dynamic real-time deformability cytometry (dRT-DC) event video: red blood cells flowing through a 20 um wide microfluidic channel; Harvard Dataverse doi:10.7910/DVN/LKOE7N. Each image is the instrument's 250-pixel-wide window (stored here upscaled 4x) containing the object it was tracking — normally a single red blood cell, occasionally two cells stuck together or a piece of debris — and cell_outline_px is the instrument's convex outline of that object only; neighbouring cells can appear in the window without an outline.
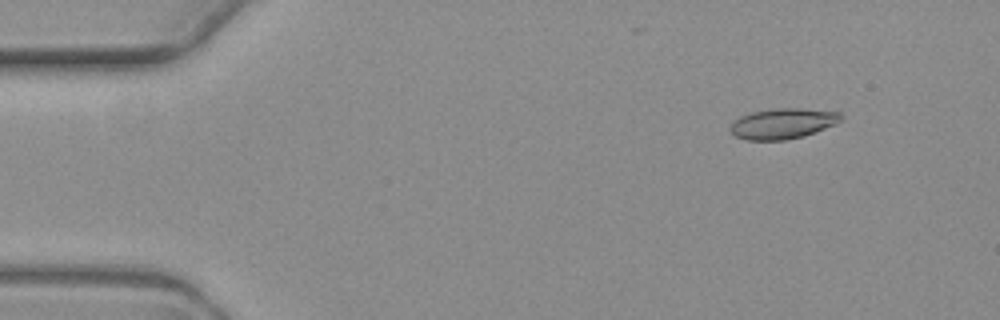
{"species": "common noctule bat (a hibernating species)", "species_latin": "Nyctalus noctula", "temperature_condition": "warm", "stored_images_in_passage": 4, "camera_frame_rate_fps": 3000, "um_per_image_px": 0.085, "animal": {"sex": "female", "body_mass_g": 19.3, "forearm_length_mm": 54.1}, "frame": {"image": 1, "passage_image": 1, "time_ms": 0.0, "image_size_px": [1000, 320], "cell_outline_px": [[844, 116], [836, 124], [804, 136], [784, 140], [744, 140], [736, 136], [732, 132], [732, 124], [740, 116], [752, 112], [776, 108], [800, 108], [840, 112]], "centroid_in_image_um": [66.58, 10.5], "position_along_channel_um": 18.4, "area_um2": 19.54}}
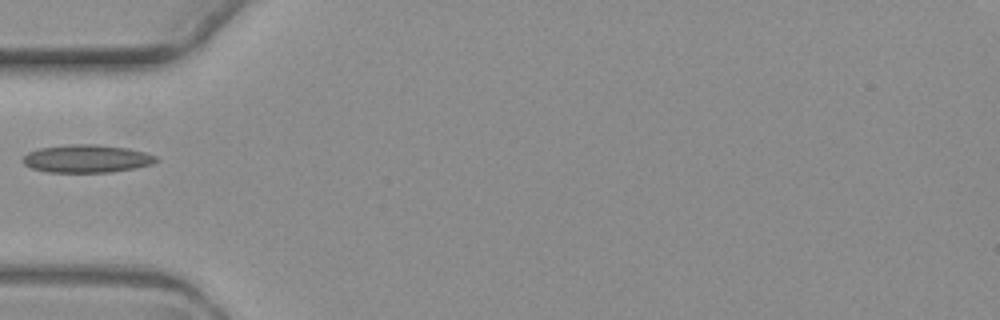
{"frame": {"image": 2, "passage_image": 4, "time_ms": 4.333, "image_size_px": [1000, 320], "cell_outline_px": [[160, 160], [152, 164], [136, 168], [108, 172], [48, 172], [32, 168], [24, 164], [24, 156], [28, 152], [40, 148], [72, 144], [96, 144], [128, 148], [148, 152], [156, 156]], "centroid_in_image_um": [7.43, 13.48], "position_along_channel_um": 77.6, "area_um2": 21.68}}